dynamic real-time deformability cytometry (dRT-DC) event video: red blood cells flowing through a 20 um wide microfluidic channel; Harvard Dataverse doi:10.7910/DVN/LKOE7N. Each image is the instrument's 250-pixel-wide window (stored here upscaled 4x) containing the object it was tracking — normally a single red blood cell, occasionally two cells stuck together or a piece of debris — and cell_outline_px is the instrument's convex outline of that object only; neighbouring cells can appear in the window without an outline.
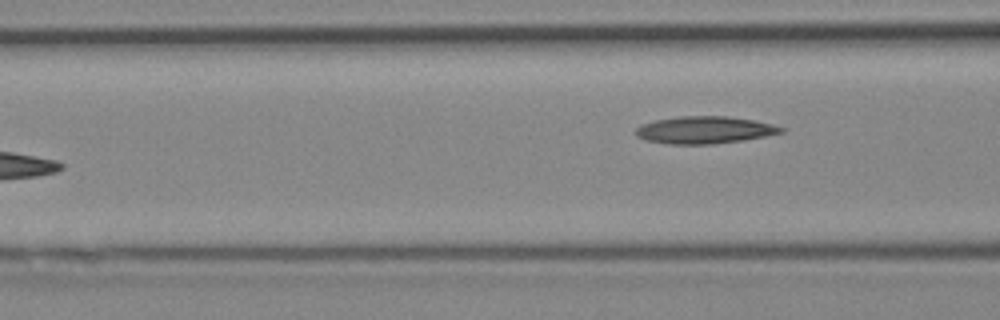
{"species": "Egyptian fruit bat (a non-hibernating species)", "species_latin": "Rousettus aegyptiacus", "temperature_condition": "cold", "stored_images_in_passage": 6, "camera_frame_rate_fps": 3000, "um_per_image_px": 0.085, "animal": {"sex": "female"}, "frame": {"image": 1, "passage_image": 6, "time_ms": 1.667, "image_size_px": [1000, 320], "cell_outline_px": [[784, 132], [744, 140], [712, 144], [668, 144], [644, 140], [636, 136], [636, 128], [640, 124], [656, 120], [680, 116], [728, 116], [756, 120], [772, 124], [784, 128]], "centroid_in_image_um": [59.87, 11.04], "position_along_channel_um": 106.7, "area_um2": 23.18}}